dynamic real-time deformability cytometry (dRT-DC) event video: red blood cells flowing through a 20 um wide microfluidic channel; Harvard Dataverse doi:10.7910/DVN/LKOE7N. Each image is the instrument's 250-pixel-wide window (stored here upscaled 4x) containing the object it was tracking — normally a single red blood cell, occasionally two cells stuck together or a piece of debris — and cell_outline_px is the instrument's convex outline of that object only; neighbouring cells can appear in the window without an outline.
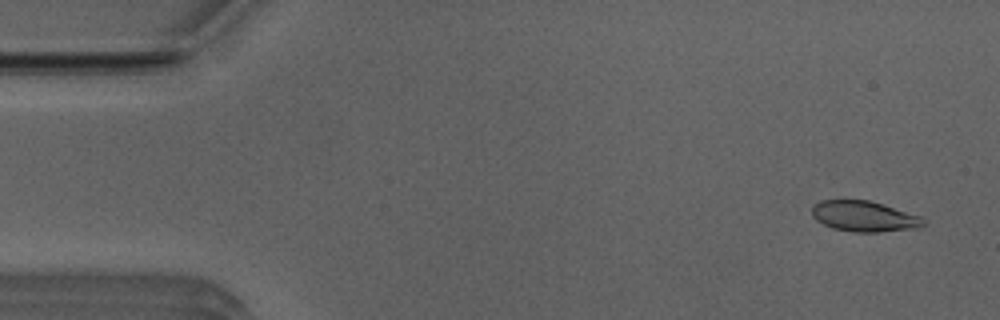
{"species": "Egyptian fruit bat (a non-hibernating species)", "species_latin": "Rousettus aegyptiacus", "temperature_condition": "room temperature", "stored_images_in_passage": 15, "camera_frame_rate_fps": 3000, "um_per_image_px": 0.085, "animal": {"sex": "male"}, "frame": {"image": 1, "passage_image": 3, "time_ms": 0.667, "image_size_px": [1000, 320], "cell_outline_px": [[924, 224], [920, 228], [876, 232], [852, 232], [832, 228], [816, 220], [812, 216], [812, 204], [820, 200], [868, 200], [920, 216], [924, 220]], "centroid_in_image_um": [73.41, 18.39], "position_along_channel_um": 11.6, "area_um2": 19.83}}
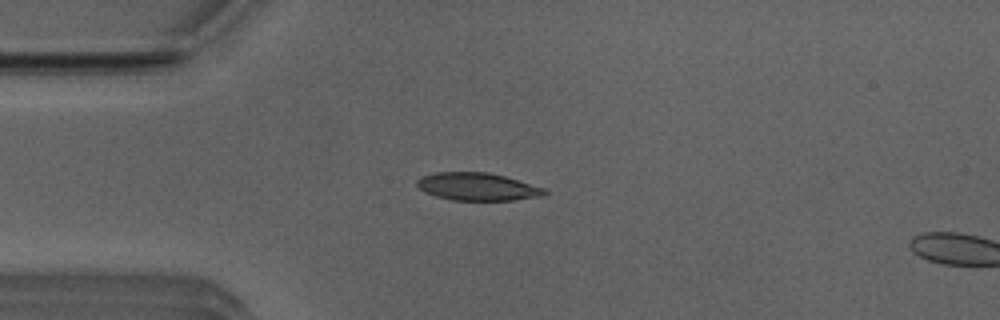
{"frame": {"image": 2, "passage_image": 13, "time_ms": 4.0, "image_size_px": [1000, 320], "cell_outline_px": [[548, 192], [544, 196], [516, 200], [452, 200], [436, 196], [424, 192], [416, 184], [416, 180], [420, 176], [436, 172], [488, 172], [504, 176], [544, 188]], "centroid_in_image_um": [40.57, 15.87], "position_along_channel_um": 44.4, "area_um2": 20.63}}